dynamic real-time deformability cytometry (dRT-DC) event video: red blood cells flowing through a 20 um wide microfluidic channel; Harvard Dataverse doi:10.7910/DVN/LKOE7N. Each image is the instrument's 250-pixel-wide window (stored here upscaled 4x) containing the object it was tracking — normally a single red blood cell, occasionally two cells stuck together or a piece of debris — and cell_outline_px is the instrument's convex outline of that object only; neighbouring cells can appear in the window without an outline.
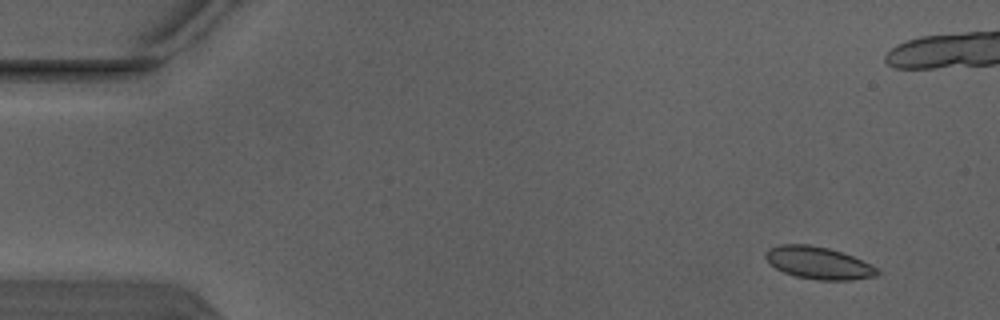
{"species": "Egyptian fruit bat (a non-hibernating species)", "species_latin": "Rousettus aegyptiacus", "temperature_condition": "warm", "stored_images_in_passage": 6, "camera_frame_rate_fps": 3000, "um_per_image_px": 0.085, "animal": {"sex": "male"}, "frame": {"image": 1, "passage_image": 1, "time_ms": 0.0, "image_size_px": [1000, 320], "cell_outline_px": [[880, 272], [876, 276], [852, 280], [816, 280], [796, 276], [784, 272], [768, 264], [764, 256], [764, 252], [768, 248], [780, 244], [808, 244], [828, 248], [852, 256], [876, 268]], "centroid_in_image_um": [69.5, 22.34], "position_along_channel_um": 15.5, "area_um2": 20.98}}